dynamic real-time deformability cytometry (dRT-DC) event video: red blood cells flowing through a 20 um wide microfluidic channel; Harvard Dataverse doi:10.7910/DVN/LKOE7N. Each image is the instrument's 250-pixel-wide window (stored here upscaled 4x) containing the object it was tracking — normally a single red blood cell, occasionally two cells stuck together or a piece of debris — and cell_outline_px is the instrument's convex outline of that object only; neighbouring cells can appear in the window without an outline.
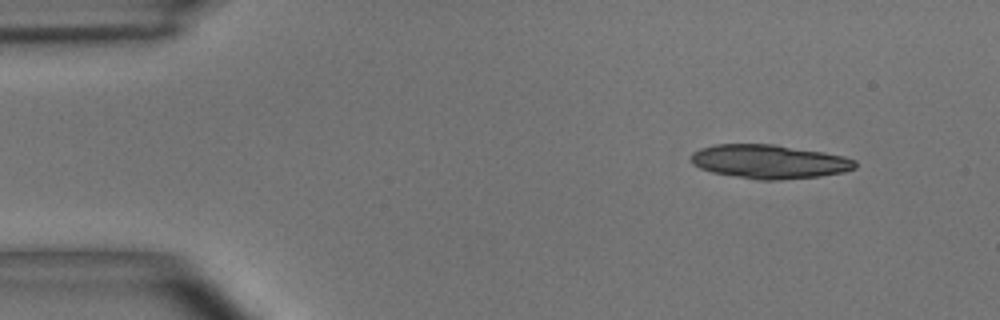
{"species": "common noctule bat (a hibernating species)", "species_latin": "Nyctalus noctula", "temperature_condition": "room temperature", "stored_images_in_passage": 3, "camera_frame_rate_fps": 3000, "um_per_image_px": 0.085, "animal": {"sex": "male", "body_mass_g": 15.6}, "frame": {"image": 1, "passage_image": 1, "time_ms": 0.0, "image_size_px": [1000, 320], "cell_outline_px": [[856, 168], [844, 172], [820, 176], [780, 180], [756, 180], [712, 172], [700, 168], [692, 164], [692, 152], [700, 148], [716, 144], [776, 144], [824, 152], [844, 156], [856, 160]], "centroid_in_image_um": [65.4, 13.73], "position_along_channel_um": 19.6, "area_um2": 32.6}}